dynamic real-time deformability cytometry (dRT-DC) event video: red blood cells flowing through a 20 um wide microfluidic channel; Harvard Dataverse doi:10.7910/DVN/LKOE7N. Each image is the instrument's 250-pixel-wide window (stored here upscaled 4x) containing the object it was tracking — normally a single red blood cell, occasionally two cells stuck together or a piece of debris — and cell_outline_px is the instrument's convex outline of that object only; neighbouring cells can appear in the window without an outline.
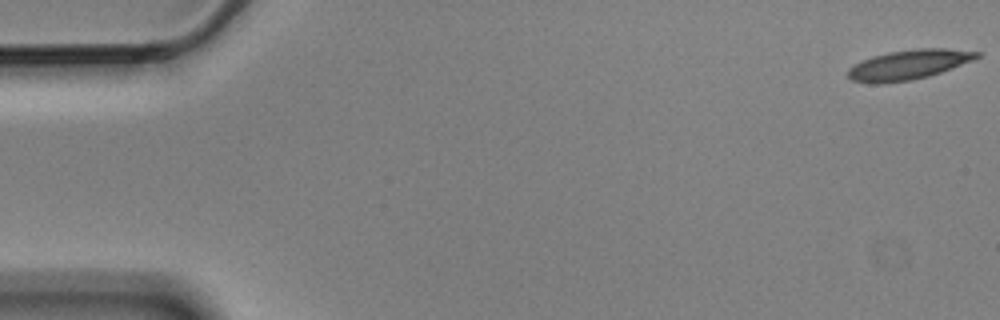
{"species": "Egyptian fruit bat (a non-hibernating species)", "species_latin": "Rousettus aegyptiacus", "temperature_condition": "cold", "stored_images_in_passage": 5, "camera_frame_rate_fps": 3000, "um_per_image_px": 0.085, "animal": {"sex": "male"}, "frame": {"image": 1, "passage_image": 1, "time_ms": 0.0, "image_size_px": [1000, 320], "cell_outline_px": [[980, 56], [972, 60], [940, 72], [928, 76], [908, 80], [880, 84], [872, 84], [852, 80], [848, 76], [848, 68], [872, 56], [888, 52], [920, 48], [948, 48], [980, 52]], "centroid_in_image_um": [77.21, 5.49], "position_along_channel_um": 7.8, "area_um2": 22.02}}